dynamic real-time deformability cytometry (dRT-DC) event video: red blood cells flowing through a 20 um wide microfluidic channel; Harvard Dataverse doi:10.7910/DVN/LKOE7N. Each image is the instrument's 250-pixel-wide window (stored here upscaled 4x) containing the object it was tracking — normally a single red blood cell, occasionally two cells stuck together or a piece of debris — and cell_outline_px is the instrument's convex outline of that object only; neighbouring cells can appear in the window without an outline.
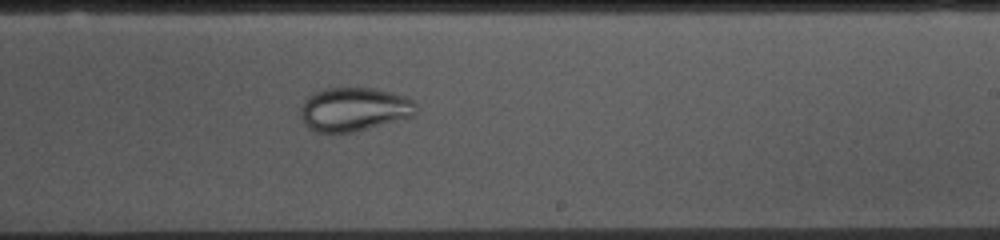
{"species": "common noctule bat (a hibernating species)", "species_latin": "Nyctalus noctula", "temperature_condition": "cold", "stored_images_in_passage": 53, "camera_frame_rate_fps": 3000, "um_per_image_px": 0.085, "animal": {"sex": "female", "body_mass_g": 10.0, "forearm_length_mm": 53.1}, "frame": {"image": 1, "passage_image": 31, "time_ms": 10.0, "image_size_px": [1000, 240], "cell_outline_px": [[416, 116], [356, 132], [316, 132], [308, 128], [304, 124], [300, 116], [300, 108], [304, 100], [308, 96], [324, 88], [372, 88], [392, 92], [404, 96], [412, 100], [416, 104]], "centroid_in_image_um": [30.1, 9.3], "position_along_channel_um": 258.9, "area_um2": 29.77}}
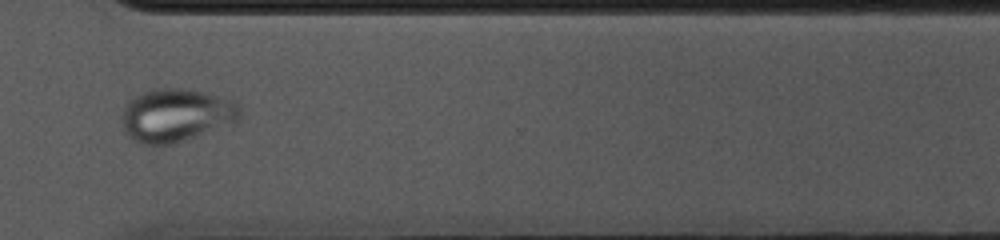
{"frame": {"image": 2, "passage_image": 39, "time_ms": 12.667, "image_size_px": [1000, 240], "cell_outline_px": [[240, 120], [184, 140], [172, 144], [144, 144], [128, 136], [120, 120], [124, 104], [128, 100], [144, 92], [156, 88], [180, 88], [204, 92], [232, 100], [240, 108]], "centroid_in_image_um": [14.93, 9.78], "position_along_channel_um": 355.7, "area_um2": 36.24}}
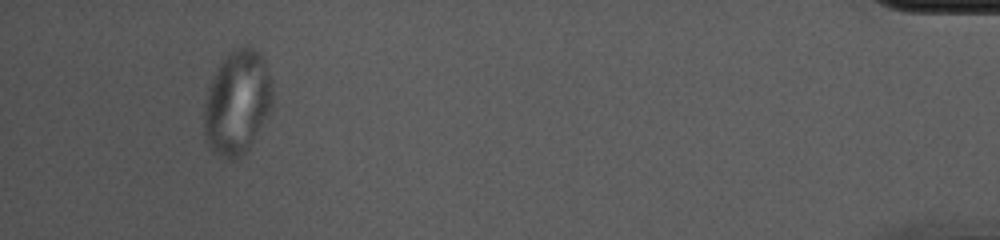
{"frame": {"image": 3, "passage_image": 50, "time_ms": 16.333, "image_size_px": [1000, 240], "cell_outline_px": [[272, 104], [252, 144], [240, 156], [232, 160], [224, 160], [204, 140], [204, 104], [208, 88], [220, 64], [228, 52], [244, 44], [248, 44], [260, 52], [268, 68], [272, 84]], "centroid_in_image_um": [20.16, 8.69], "position_along_channel_um": 415.0, "area_um2": 41.62}}